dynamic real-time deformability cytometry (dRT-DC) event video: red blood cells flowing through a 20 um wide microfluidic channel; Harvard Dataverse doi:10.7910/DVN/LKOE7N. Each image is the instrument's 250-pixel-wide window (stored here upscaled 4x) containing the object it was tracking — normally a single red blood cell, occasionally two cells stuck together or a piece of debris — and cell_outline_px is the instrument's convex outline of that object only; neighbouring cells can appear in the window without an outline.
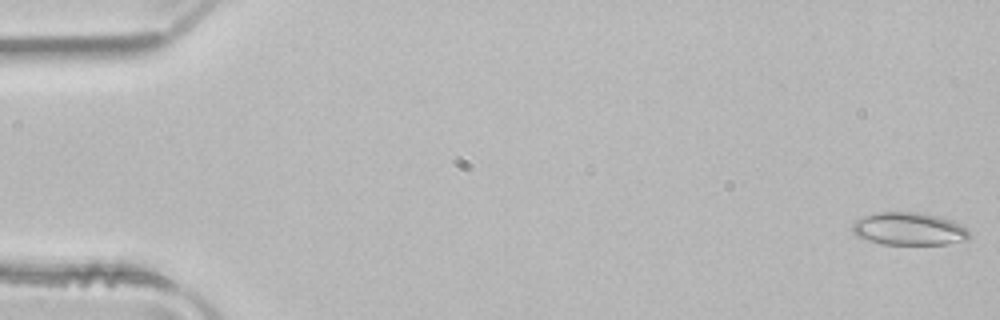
{"species": "common noctule bat (a hibernating species)", "species_latin": "Nyctalus noctula", "temperature_condition": "room temperature", "stored_images_in_passage": 51, "camera_frame_rate_fps": 3000, "um_per_image_px": 0.085, "animal": {"sex": "male", "body_mass_g": 21.5, "forearm_length_mm": 52.0}, "frame": {"image": 1, "passage_image": 1, "time_ms": 0.0, "image_size_px": [1000, 320], "cell_outline_px": [[972, 236], [968, 240], [948, 244], [880, 244], [856, 236], [852, 232], [852, 224], [856, 220], [864, 216], [876, 212], [920, 212], [940, 216], [952, 220], [960, 224]], "centroid_in_image_um": [77.27, 19.45], "position_along_channel_um": 7.7, "area_um2": 22.54}}
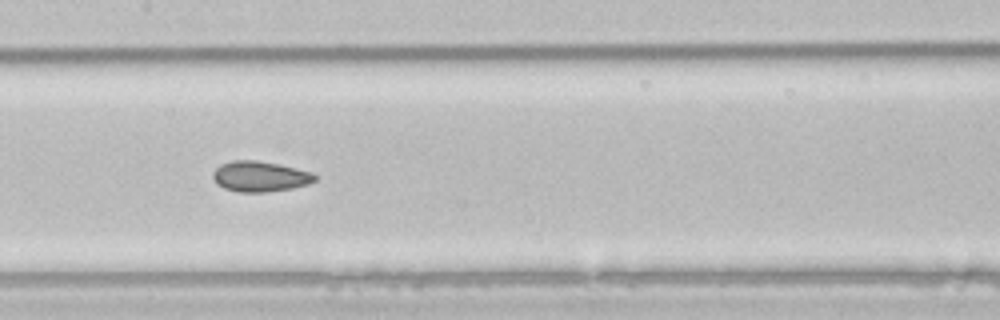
{"frame": {"image": 2, "passage_image": 25, "time_ms": 8.0, "image_size_px": [1000, 320], "cell_outline_px": [[316, 180], [308, 184], [292, 188], [268, 192], [240, 192], [224, 188], [216, 184], [212, 176], [212, 172], [220, 164], [232, 160], [256, 160], [296, 168], [312, 172], [316, 176]], "centroid_in_image_um": [22.07, 15.0], "position_along_channel_um": 185.3, "area_um2": 18.15}}
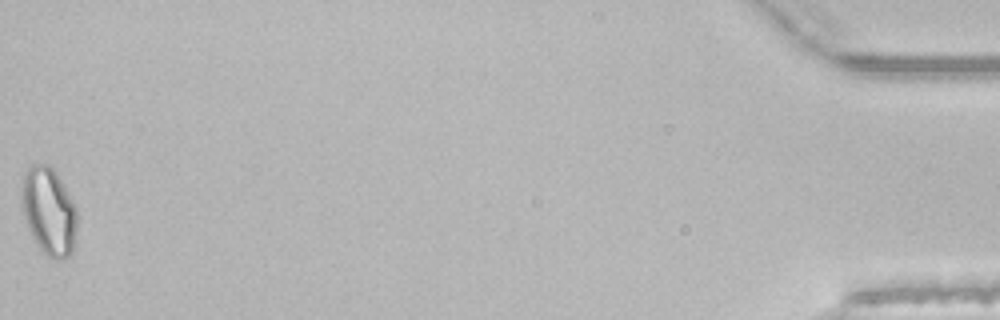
{"frame": {"image": 3, "passage_image": 51, "time_ms": 16.667, "image_size_px": [1000, 320], "cell_outline_px": [[76, 228], [72, 252], [68, 256], [60, 260], [56, 260], [48, 256], [40, 248], [32, 236], [28, 228], [24, 216], [20, 200], [20, 192], [24, 176], [28, 168], [32, 164], [48, 164], [52, 168], [60, 180], [76, 208]], "centroid_in_image_um": [4.12, 17.96], "position_along_channel_um": 431.1, "area_um2": 27.98}, "authors_computed_cell_mechanics": {"area_um2": 19.4786, "velocity_mm_per_s": 4.0077, "shape_relaxation_time_tau1_ms": null, "shape_relaxation_time_tau2_ms": 2.812, "deformation_change_tau1": null, "deformation_change_tau2": 0.0607}}